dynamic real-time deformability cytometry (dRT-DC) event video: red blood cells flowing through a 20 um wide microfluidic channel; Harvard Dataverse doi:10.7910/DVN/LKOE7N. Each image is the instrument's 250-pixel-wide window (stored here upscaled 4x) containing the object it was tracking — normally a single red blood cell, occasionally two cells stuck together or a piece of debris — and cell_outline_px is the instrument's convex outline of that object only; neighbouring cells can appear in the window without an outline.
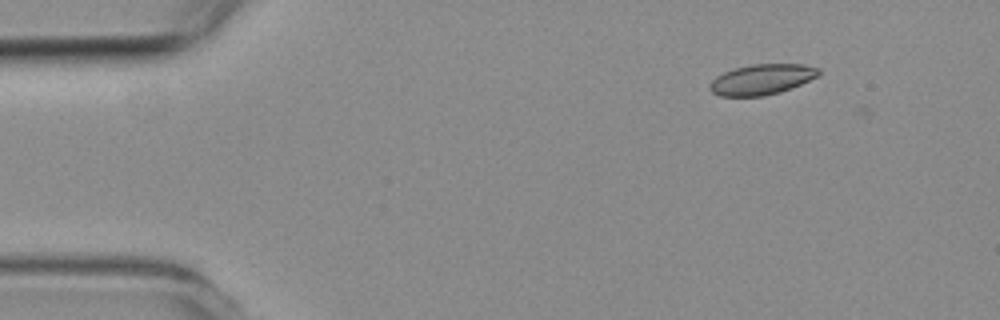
{"species": "common noctule bat (a hibernating species)", "species_latin": "Nyctalus noctula", "temperature_condition": "room temperature", "stored_images_in_passage": 4, "camera_frame_rate_fps": 3000, "um_per_image_px": 0.085, "animal": {"sex": "female", "body_mass_g": 19.3, "forearm_length_mm": 54.1}, "frame": {"image": 1, "passage_image": 2, "time_ms": 1.0, "image_size_px": [1000, 320], "cell_outline_px": [[820, 72], [816, 76], [800, 84], [780, 92], [764, 96], [720, 96], [712, 92], [708, 88], [708, 84], [716, 76], [724, 72], [736, 68], [752, 64], [804, 64], [820, 68]], "centroid_in_image_um": [64.72, 6.75], "position_along_channel_um": 20.3, "area_um2": 19.25}}